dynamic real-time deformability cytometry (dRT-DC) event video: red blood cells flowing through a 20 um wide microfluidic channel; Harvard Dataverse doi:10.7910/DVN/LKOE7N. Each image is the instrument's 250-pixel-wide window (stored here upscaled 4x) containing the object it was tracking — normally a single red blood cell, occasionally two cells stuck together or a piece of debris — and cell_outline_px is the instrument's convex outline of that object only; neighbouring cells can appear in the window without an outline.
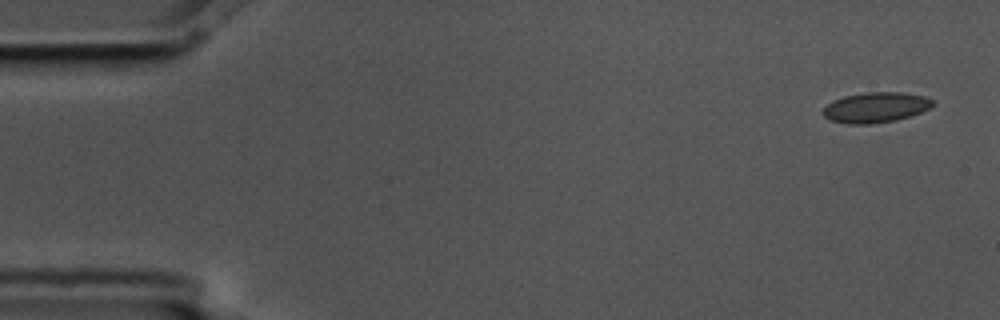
{"species": "common noctule bat (a hibernating species)", "species_latin": "Nyctalus noctula", "temperature_condition": "cold", "stored_images_in_passage": 5, "camera_frame_rate_fps": 3000, "um_per_image_px": 0.085, "animal": {"sex": "male", "body_mass_g": 17.5, "forearm_length_mm": 52.3}, "frame": {"image": 1, "passage_image": 1, "time_ms": 0.0, "image_size_px": [1000, 320], "cell_outline_px": [[932, 104], [928, 108], [912, 116], [896, 120], [868, 124], [848, 124], [828, 120], [820, 112], [828, 104], [844, 96], [868, 92], [900, 92], [924, 96], [932, 100]], "centroid_in_image_um": [74.39, 9.14], "position_along_channel_um": 10.6, "area_um2": 19.25}}
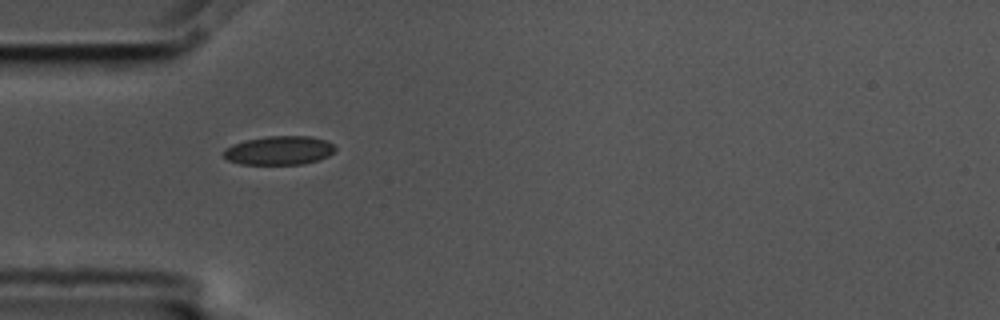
{"frame": {"image": 2, "passage_image": 4, "time_ms": 1.0, "image_size_px": [1000, 320], "cell_outline_px": [[336, 148], [328, 156], [304, 164], [240, 164], [228, 160], [224, 156], [224, 148], [232, 144], [244, 140], [268, 136], [308, 136], [324, 140], [332, 144]], "centroid_in_image_um": [23.68, 12.78], "position_along_channel_um": 61.3, "area_um2": 18.61}}